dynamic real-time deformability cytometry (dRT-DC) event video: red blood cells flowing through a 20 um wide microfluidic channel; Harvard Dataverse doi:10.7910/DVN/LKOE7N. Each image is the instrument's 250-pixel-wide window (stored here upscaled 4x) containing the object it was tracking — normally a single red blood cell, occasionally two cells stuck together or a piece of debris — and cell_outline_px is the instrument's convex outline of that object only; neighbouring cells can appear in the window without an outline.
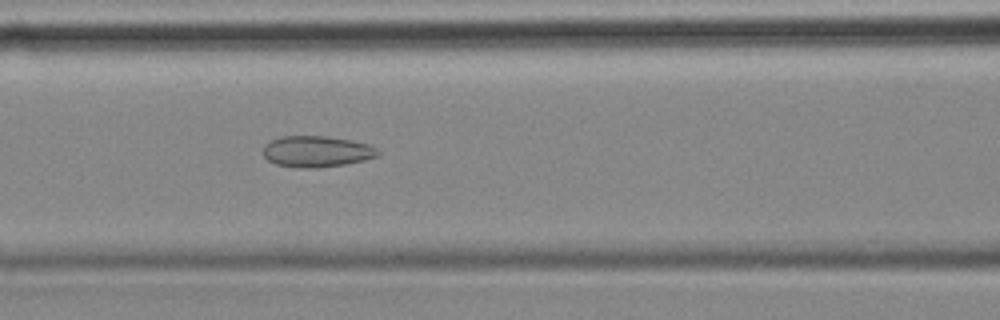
{"species": "common noctule bat (a hibernating species)", "species_latin": "Nyctalus noctula", "temperature_condition": "cold", "stored_images_in_passage": 23, "camera_frame_rate_fps": 3000, "um_per_image_px": 0.085, "animal": {"sex": "female", "body_mass_g": 18.4}, "frame": {"image": 1, "passage_image": 23, "time_ms": 7.333, "image_size_px": [1000, 320], "cell_outline_px": [[380, 156], [364, 160], [344, 164], [316, 168], [300, 168], [276, 164], [268, 160], [264, 156], [264, 144], [280, 136], [328, 136], [368, 144], [376, 148], [380, 152]], "centroid_in_image_um": [26.92, 12.88], "position_along_channel_um": 139.7, "area_um2": 20.81}}